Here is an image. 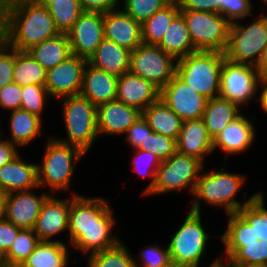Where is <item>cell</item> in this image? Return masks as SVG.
<instances>
[{"label": "cell", "mask_w": 267, "mask_h": 267, "mask_svg": "<svg viewBox=\"0 0 267 267\" xmlns=\"http://www.w3.org/2000/svg\"><path fill=\"white\" fill-rule=\"evenodd\" d=\"M8 114H4V116H9L7 119L8 125L6 126L8 128L5 127L7 131H4V138L20 148V150L21 148L24 150L26 147L30 148L32 143L36 144L34 141L39 140L38 137L41 138L44 135H51V133L43 132V130L48 129L46 127L43 128L46 122L26 110L16 109ZM6 132L9 133L8 136H6Z\"/></svg>", "instance_id": "obj_22"}, {"label": "cell", "mask_w": 267, "mask_h": 267, "mask_svg": "<svg viewBox=\"0 0 267 267\" xmlns=\"http://www.w3.org/2000/svg\"><path fill=\"white\" fill-rule=\"evenodd\" d=\"M22 153L0 168V190L5 193L28 191L39 187L37 161H31L29 157L25 159Z\"/></svg>", "instance_id": "obj_25"}, {"label": "cell", "mask_w": 267, "mask_h": 267, "mask_svg": "<svg viewBox=\"0 0 267 267\" xmlns=\"http://www.w3.org/2000/svg\"><path fill=\"white\" fill-rule=\"evenodd\" d=\"M218 164H222L218 165L220 168L218 167L217 169L216 167L212 170L210 168L208 169L207 165H205L196 182L192 194L193 198L187 209L202 213V209H204L202 207L210 206L212 209H222V214L224 215L236 213L243 206L248 205L254 196L262 189L260 188L257 189V191H253L254 193L250 196L248 193L249 190L243 189L247 185V175H243V173L238 171L237 173L235 171L233 172V170L228 171L226 162L223 163V161H219ZM241 191L242 193L244 192L242 196L240 194Z\"/></svg>", "instance_id": "obj_3"}, {"label": "cell", "mask_w": 267, "mask_h": 267, "mask_svg": "<svg viewBox=\"0 0 267 267\" xmlns=\"http://www.w3.org/2000/svg\"><path fill=\"white\" fill-rule=\"evenodd\" d=\"M180 13L179 3L169 2L141 24L142 42L158 45L173 19Z\"/></svg>", "instance_id": "obj_33"}, {"label": "cell", "mask_w": 267, "mask_h": 267, "mask_svg": "<svg viewBox=\"0 0 267 267\" xmlns=\"http://www.w3.org/2000/svg\"><path fill=\"white\" fill-rule=\"evenodd\" d=\"M48 10L60 33H67L84 12L79 0L53 1Z\"/></svg>", "instance_id": "obj_38"}, {"label": "cell", "mask_w": 267, "mask_h": 267, "mask_svg": "<svg viewBox=\"0 0 267 267\" xmlns=\"http://www.w3.org/2000/svg\"><path fill=\"white\" fill-rule=\"evenodd\" d=\"M258 2H260V3H258L259 4L258 5L259 11L267 14V0H259Z\"/></svg>", "instance_id": "obj_57"}, {"label": "cell", "mask_w": 267, "mask_h": 267, "mask_svg": "<svg viewBox=\"0 0 267 267\" xmlns=\"http://www.w3.org/2000/svg\"><path fill=\"white\" fill-rule=\"evenodd\" d=\"M84 11L106 13L120 7V0H79Z\"/></svg>", "instance_id": "obj_48"}, {"label": "cell", "mask_w": 267, "mask_h": 267, "mask_svg": "<svg viewBox=\"0 0 267 267\" xmlns=\"http://www.w3.org/2000/svg\"><path fill=\"white\" fill-rule=\"evenodd\" d=\"M62 113V123L66 136L57 140L78 147L88 154L97 144L99 133L97 130V107L81 94L58 99Z\"/></svg>", "instance_id": "obj_7"}, {"label": "cell", "mask_w": 267, "mask_h": 267, "mask_svg": "<svg viewBox=\"0 0 267 267\" xmlns=\"http://www.w3.org/2000/svg\"><path fill=\"white\" fill-rule=\"evenodd\" d=\"M131 51L104 38L88 63L114 76L120 77L130 70Z\"/></svg>", "instance_id": "obj_27"}, {"label": "cell", "mask_w": 267, "mask_h": 267, "mask_svg": "<svg viewBox=\"0 0 267 267\" xmlns=\"http://www.w3.org/2000/svg\"><path fill=\"white\" fill-rule=\"evenodd\" d=\"M177 60L157 45L140 44L131 51L130 72L160 90L176 75Z\"/></svg>", "instance_id": "obj_13"}, {"label": "cell", "mask_w": 267, "mask_h": 267, "mask_svg": "<svg viewBox=\"0 0 267 267\" xmlns=\"http://www.w3.org/2000/svg\"><path fill=\"white\" fill-rule=\"evenodd\" d=\"M157 46L176 60L198 51L191 41L189 30L181 13L173 19Z\"/></svg>", "instance_id": "obj_30"}, {"label": "cell", "mask_w": 267, "mask_h": 267, "mask_svg": "<svg viewBox=\"0 0 267 267\" xmlns=\"http://www.w3.org/2000/svg\"><path fill=\"white\" fill-rule=\"evenodd\" d=\"M15 49L0 39V89L13 81Z\"/></svg>", "instance_id": "obj_45"}, {"label": "cell", "mask_w": 267, "mask_h": 267, "mask_svg": "<svg viewBox=\"0 0 267 267\" xmlns=\"http://www.w3.org/2000/svg\"><path fill=\"white\" fill-rule=\"evenodd\" d=\"M204 167L205 164L201 160L177 151L161 162L157 170L155 186L145 197L160 195L165 197V194L174 195L182 191L192 197Z\"/></svg>", "instance_id": "obj_10"}, {"label": "cell", "mask_w": 267, "mask_h": 267, "mask_svg": "<svg viewBox=\"0 0 267 267\" xmlns=\"http://www.w3.org/2000/svg\"><path fill=\"white\" fill-rule=\"evenodd\" d=\"M160 99L183 122L202 118L208 101V98L187 85L177 75L160 90Z\"/></svg>", "instance_id": "obj_16"}, {"label": "cell", "mask_w": 267, "mask_h": 267, "mask_svg": "<svg viewBox=\"0 0 267 267\" xmlns=\"http://www.w3.org/2000/svg\"><path fill=\"white\" fill-rule=\"evenodd\" d=\"M116 99L143 112L160 99V89L129 71L118 77Z\"/></svg>", "instance_id": "obj_23"}, {"label": "cell", "mask_w": 267, "mask_h": 267, "mask_svg": "<svg viewBox=\"0 0 267 267\" xmlns=\"http://www.w3.org/2000/svg\"><path fill=\"white\" fill-rule=\"evenodd\" d=\"M142 116V111L115 99L97 107V130L100 137L122 138L127 129Z\"/></svg>", "instance_id": "obj_20"}, {"label": "cell", "mask_w": 267, "mask_h": 267, "mask_svg": "<svg viewBox=\"0 0 267 267\" xmlns=\"http://www.w3.org/2000/svg\"><path fill=\"white\" fill-rule=\"evenodd\" d=\"M218 13L224 16L230 23L244 20L255 15L259 5L254 0H217ZM255 3V4H254Z\"/></svg>", "instance_id": "obj_41"}, {"label": "cell", "mask_w": 267, "mask_h": 267, "mask_svg": "<svg viewBox=\"0 0 267 267\" xmlns=\"http://www.w3.org/2000/svg\"><path fill=\"white\" fill-rule=\"evenodd\" d=\"M131 158V169L136 176L147 178L148 185L142 189V196L145 197L155 186L156 174L161 161L151 151H143L141 149H133Z\"/></svg>", "instance_id": "obj_36"}, {"label": "cell", "mask_w": 267, "mask_h": 267, "mask_svg": "<svg viewBox=\"0 0 267 267\" xmlns=\"http://www.w3.org/2000/svg\"><path fill=\"white\" fill-rule=\"evenodd\" d=\"M225 54L198 50L177 60L176 75L208 99L220 94V72Z\"/></svg>", "instance_id": "obj_9"}, {"label": "cell", "mask_w": 267, "mask_h": 267, "mask_svg": "<svg viewBox=\"0 0 267 267\" xmlns=\"http://www.w3.org/2000/svg\"><path fill=\"white\" fill-rule=\"evenodd\" d=\"M260 80L256 66L225 58L220 72L219 96L238 104L243 110H249L252 107L250 103L257 101Z\"/></svg>", "instance_id": "obj_12"}, {"label": "cell", "mask_w": 267, "mask_h": 267, "mask_svg": "<svg viewBox=\"0 0 267 267\" xmlns=\"http://www.w3.org/2000/svg\"><path fill=\"white\" fill-rule=\"evenodd\" d=\"M7 193L0 190V220L6 218Z\"/></svg>", "instance_id": "obj_53"}, {"label": "cell", "mask_w": 267, "mask_h": 267, "mask_svg": "<svg viewBox=\"0 0 267 267\" xmlns=\"http://www.w3.org/2000/svg\"><path fill=\"white\" fill-rule=\"evenodd\" d=\"M256 105L262 110V115L267 117V79H261L258 86Z\"/></svg>", "instance_id": "obj_51"}, {"label": "cell", "mask_w": 267, "mask_h": 267, "mask_svg": "<svg viewBox=\"0 0 267 267\" xmlns=\"http://www.w3.org/2000/svg\"><path fill=\"white\" fill-rule=\"evenodd\" d=\"M45 138L42 157L37 162L38 186L50 194L61 195L62 192V195L65 193L80 195L73 189V178L76 177L74 176L76 168L84 161L87 154L78 147L57 140L52 135Z\"/></svg>", "instance_id": "obj_5"}, {"label": "cell", "mask_w": 267, "mask_h": 267, "mask_svg": "<svg viewBox=\"0 0 267 267\" xmlns=\"http://www.w3.org/2000/svg\"><path fill=\"white\" fill-rule=\"evenodd\" d=\"M87 62L88 60L71 54L63 62L47 70L45 87L53 101L80 94Z\"/></svg>", "instance_id": "obj_17"}, {"label": "cell", "mask_w": 267, "mask_h": 267, "mask_svg": "<svg viewBox=\"0 0 267 267\" xmlns=\"http://www.w3.org/2000/svg\"><path fill=\"white\" fill-rule=\"evenodd\" d=\"M197 50L225 52L230 22L220 13L180 10Z\"/></svg>", "instance_id": "obj_11"}, {"label": "cell", "mask_w": 267, "mask_h": 267, "mask_svg": "<svg viewBox=\"0 0 267 267\" xmlns=\"http://www.w3.org/2000/svg\"><path fill=\"white\" fill-rule=\"evenodd\" d=\"M5 4L6 0H0V39L4 30Z\"/></svg>", "instance_id": "obj_54"}, {"label": "cell", "mask_w": 267, "mask_h": 267, "mask_svg": "<svg viewBox=\"0 0 267 267\" xmlns=\"http://www.w3.org/2000/svg\"><path fill=\"white\" fill-rule=\"evenodd\" d=\"M213 267H226V266L221 262V263H219L218 265L213 266Z\"/></svg>", "instance_id": "obj_61"}, {"label": "cell", "mask_w": 267, "mask_h": 267, "mask_svg": "<svg viewBox=\"0 0 267 267\" xmlns=\"http://www.w3.org/2000/svg\"><path fill=\"white\" fill-rule=\"evenodd\" d=\"M169 267H190V266H187V265L171 264Z\"/></svg>", "instance_id": "obj_60"}, {"label": "cell", "mask_w": 267, "mask_h": 267, "mask_svg": "<svg viewBox=\"0 0 267 267\" xmlns=\"http://www.w3.org/2000/svg\"><path fill=\"white\" fill-rule=\"evenodd\" d=\"M104 38L130 51L142 44L141 24L121 7L103 13Z\"/></svg>", "instance_id": "obj_21"}, {"label": "cell", "mask_w": 267, "mask_h": 267, "mask_svg": "<svg viewBox=\"0 0 267 267\" xmlns=\"http://www.w3.org/2000/svg\"><path fill=\"white\" fill-rule=\"evenodd\" d=\"M142 116L153 132L178 139L183 121L161 99L146 108Z\"/></svg>", "instance_id": "obj_31"}, {"label": "cell", "mask_w": 267, "mask_h": 267, "mask_svg": "<svg viewBox=\"0 0 267 267\" xmlns=\"http://www.w3.org/2000/svg\"><path fill=\"white\" fill-rule=\"evenodd\" d=\"M245 111L236 120L229 123L214 139L213 151L216 154L222 152L224 162L234 156H241L243 153L252 150L255 142L258 141V132L256 126V116L252 112ZM257 138V139H256ZM220 151V152H219Z\"/></svg>", "instance_id": "obj_14"}, {"label": "cell", "mask_w": 267, "mask_h": 267, "mask_svg": "<svg viewBox=\"0 0 267 267\" xmlns=\"http://www.w3.org/2000/svg\"><path fill=\"white\" fill-rule=\"evenodd\" d=\"M151 243V244H150ZM139 249V253H133L135 267H169L172 264L169 248L165 243L150 242ZM153 243V244H152ZM160 243V244H159ZM165 245V246H164Z\"/></svg>", "instance_id": "obj_40"}, {"label": "cell", "mask_w": 267, "mask_h": 267, "mask_svg": "<svg viewBox=\"0 0 267 267\" xmlns=\"http://www.w3.org/2000/svg\"><path fill=\"white\" fill-rule=\"evenodd\" d=\"M21 150L3 137L0 140V168L18 156Z\"/></svg>", "instance_id": "obj_50"}, {"label": "cell", "mask_w": 267, "mask_h": 267, "mask_svg": "<svg viewBox=\"0 0 267 267\" xmlns=\"http://www.w3.org/2000/svg\"><path fill=\"white\" fill-rule=\"evenodd\" d=\"M2 117L0 116V122L3 120V118L1 119ZM5 126H3L1 123H0V140L3 139L2 137H4V129H1ZM3 133V134H2Z\"/></svg>", "instance_id": "obj_58"}, {"label": "cell", "mask_w": 267, "mask_h": 267, "mask_svg": "<svg viewBox=\"0 0 267 267\" xmlns=\"http://www.w3.org/2000/svg\"><path fill=\"white\" fill-rule=\"evenodd\" d=\"M264 189L248 205L226 215V226L219 234L223 264L267 266V206Z\"/></svg>", "instance_id": "obj_1"}, {"label": "cell", "mask_w": 267, "mask_h": 267, "mask_svg": "<svg viewBox=\"0 0 267 267\" xmlns=\"http://www.w3.org/2000/svg\"><path fill=\"white\" fill-rule=\"evenodd\" d=\"M22 100V86L15 82L5 85L0 89V111L7 113L20 109Z\"/></svg>", "instance_id": "obj_46"}, {"label": "cell", "mask_w": 267, "mask_h": 267, "mask_svg": "<svg viewBox=\"0 0 267 267\" xmlns=\"http://www.w3.org/2000/svg\"><path fill=\"white\" fill-rule=\"evenodd\" d=\"M28 52L46 70L51 69L71 55L67 33H59L33 46Z\"/></svg>", "instance_id": "obj_32"}, {"label": "cell", "mask_w": 267, "mask_h": 267, "mask_svg": "<svg viewBox=\"0 0 267 267\" xmlns=\"http://www.w3.org/2000/svg\"><path fill=\"white\" fill-rule=\"evenodd\" d=\"M0 267H6L4 263L3 255L0 253Z\"/></svg>", "instance_id": "obj_59"}, {"label": "cell", "mask_w": 267, "mask_h": 267, "mask_svg": "<svg viewBox=\"0 0 267 267\" xmlns=\"http://www.w3.org/2000/svg\"><path fill=\"white\" fill-rule=\"evenodd\" d=\"M32 229H21L9 251L3 256L6 267H20L39 243Z\"/></svg>", "instance_id": "obj_37"}, {"label": "cell", "mask_w": 267, "mask_h": 267, "mask_svg": "<svg viewBox=\"0 0 267 267\" xmlns=\"http://www.w3.org/2000/svg\"><path fill=\"white\" fill-rule=\"evenodd\" d=\"M168 3V0H120V7L136 22L142 24Z\"/></svg>", "instance_id": "obj_42"}, {"label": "cell", "mask_w": 267, "mask_h": 267, "mask_svg": "<svg viewBox=\"0 0 267 267\" xmlns=\"http://www.w3.org/2000/svg\"><path fill=\"white\" fill-rule=\"evenodd\" d=\"M177 151L195 157L207 165V158L214 155L213 139L208 134L203 118L182 123Z\"/></svg>", "instance_id": "obj_24"}, {"label": "cell", "mask_w": 267, "mask_h": 267, "mask_svg": "<svg viewBox=\"0 0 267 267\" xmlns=\"http://www.w3.org/2000/svg\"><path fill=\"white\" fill-rule=\"evenodd\" d=\"M244 112L245 110L238 104L220 96L208 99L202 118L209 136L214 139L229 123Z\"/></svg>", "instance_id": "obj_28"}, {"label": "cell", "mask_w": 267, "mask_h": 267, "mask_svg": "<svg viewBox=\"0 0 267 267\" xmlns=\"http://www.w3.org/2000/svg\"><path fill=\"white\" fill-rule=\"evenodd\" d=\"M266 45L267 14L258 10L251 19L247 17L230 23L225 58L235 63L257 66Z\"/></svg>", "instance_id": "obj_8"}, {"label": "cell", "mask_w": 267, "mask_h": 267, "mask_svg": "<svg viewBox=\"0 0 267 267\" xmlns=\"http://www.w3.org/2000/svg\"><path fill=\"white\" fill-rule=\"evenodd\" d=\"M59 33L47 7L33 0H6L1 39L9 47L28 51Z\"/></svg>", "instance_id": "obj_4"}, {"label": "cell", "mask_w": 267, "mask_h": 267, "mask_svg": "<svg viewBox=\"0 0 267 267\" xmlns=\"http://www.w3.org/2000/svg\"><path fill=\"white\" fill-rule=\"evenodd\" d=\"M67 36L71 54L89 60L104 39L103 13L84 11Z\"/></svg>", "instance_id": "obj_18"}, {"label": "cell", "mask_w": 267, "mask_h": 267, "mask_svg": "<svg viewBox=\"0 0 267 267\" xmlns=\"http://www.w3.org/2000/svg\"><path fill=\"white\" fill-rule=\"evenodd\" d=\"M180 10H195L218 13L217 0H181Z\"/></svg>", "instance_id": "obj_49"}, {"label": "cell", "mask_w": 267, "mask_h": 267, "mask_svg": "<svg viewBox=\"0 0 267 267\" xmlns=\"http://www.w3.org/2000/svg\"><path fill=\"white\" fill-rule=\"evenodd\" d=\"M47 70L28 51L15 49L13 81L19 86L45 85Z\"/></svg>", "instance_id": "obj_34"}, {"label": "cell", "mask_w": 267, "mask_h": 267, "mask_svg": "<svg viewBox=\"0 0 267 267\" xmlns=\"http://www.w3.org/2000/svg\"><path fill=\"white\" fill-rule=\"evenodd\" d=\"M49 195L40 187L7 193L6 219L16 227L33 230L42 204Z\"/></svg>", "instance_id": "obj_19"}, {"label": "cell", "mask_w": 267, "mask_h": 267, "mask_svg": "<svg viewBox=\"0 0 267 267\" xmlns=\"http://www.w3.org/2000/svg\"><path fill=\"white\" fill-rule=\"evenodd\" d=\"M226 267H267L263 265H257V264H224Z\"/></svg>", "instance_id": "obj_55"}, {"label": "cell", "mask_w": 267, "mask_h": 267, "mask_svg": "<svg viewBox=\"0 0 267 267\" xmlns=\"http://www.w3.org/2000/svg\"><path fill=\"white\" fill-rule=\"evenodd\" d=\"M54 102L45 85L32 84L22 87L20 109L40 117L43 121L45 120L43 117L45 116L44 112L49 109L48 106H51L49 104Z\"/></svg>", "instance_id": "obj_39"}, {"label": "cell", "mask_w": 267, "mask_h": 267, "mask_svg": "<svg viewBox=\"0 0 267 267\" xmlns=\"http://www.w3.org/2000/svg\"><path fill=\"white\" fill-rule=\"evenodd\" d=\"M21 228L16 227L6 218L0 220V253L4 256L10 249Z\"/></svg>", "instance_id": "obj_47"}, {"label": "cell", "mask_w": 267, "mask_h": 267, "mask_svg": "<svg viewBox=\"0 0 267 267\" xmlns=\"http://www.w3.org/2000/svg\"><path fill=\"white\" fill-rule=\"evenodd\" d=\"M256 69L260 75L261 79H267V45L265 46L259 63Z\"/></svg>", "instance_id": "obj_52"}, {"label": "cell", "mask_w": 267, "mask_h": 267, "mask_svg": "<svg viewBox=\"0 0 267 267\" xmlns=\"http://www.w3.org/2000/svg\"><path fill=\"white\" fill-rule=\"evenodd\" d=\"M71 247L57 241H39L20 267H72Z\"/></svg>", "instance_id": "obj_29"}, {"label": "cell", "mask_w": 267, "mask_h": 267, "mask_svg": "<svg viewBox=\"0 0 267 267\" xmlns=\"http://www.w3.org/2000/svg\"><path fill=\"white\" fill-rule=\"evenodd\" d=\"M70 204L71 195L50 194L46 198L33 229L40 241H57L68 244ZM63 234L67 240L63 239Z\"/></svg>", "instance_id": "obj_15"}, {"label": "cell", "mask_w": 267, "mask_h": 267, "mask_svg": "<svg viewBox=\"0 0 267 267\" xmlns=\"http://www.w3.org/2000/svg\"><path fill=\"white\" fill-rule=\"evenodd\" d=\"M147 151H151L161 162L165 161L177 152V140L152 132L147 140Z\"/></svg>", "instance_id": "obj_44"}, {"label": "cell", "mask_w": 267, "mask_h": 267, "mask_svg": "<svg viewBox=\"0 0 267 267\" xmlns=\"http://www.w3.org/2000/svg\"><path fill=\"white\" fill-rule=\"evenodd\" d=\"M169 2L179 3L181 0H168Z\"/></svg>", "instance_id": "obj_62"}, {"label": "cell", "mask_w": 267, "mask_h": 267, "mask_svg": "<svg viewBox=\"0 0 267 267\" xmlns=\"http://www.w3.org/2000/svg\"><path fill=\"white\" fill-rule=\"evenodd\" d=\"M117 84V76L98 69L87 62L80 94L98 107L116 99Z\"/></svg>", "instance_id": "obj_26"}, {"label": "cell", "mask_w": 267, "mask_h": 267, "mask_svg": "<svg viewBox=\"0 0 267 267\" xmlns=\"http://www.w3.org/2000/svg\"><path fill=\"white\" fill-rule=\"evenodd\" d=\"M114 211L106 197L82 193L71 195L68 218V245L71 250L87 257L116 246L122 238L118 230H114L119 219Z\"/></svg>", "instance_id": "obj_2"}, {"label": "cell", "mask_w": 267, "mask_h": 267, "mask_svg": "<svg viewBox=\"0 0 267 267\" xmlns=\"http://www.w3.org/2000/svg\"><path fill=\"white\" fill-rule=\"evenodd\" d=\"M153 132L148 122L141 116L135 123H133L127 131L122 135L128 147L131 149H141L147 151V140L149 135Z\"/></svg>", "instance_id": "obj_43"}, {"label": "cell", "mask_w": 267, "mask_h": 267, "mask_svg": "<svg viewBox=\"0 0 267 267\" xmlns=\"http://www.w3.org/2000/svg\"><path fill=\"white\" fill-rule=\"evenodd\" d=\"M202 213H197L187 210L186 215L183 216V221L173 229L170 234L171 238L167 242L172 264L187 265L190 267H213L221 263L220 256L216 255L213 260L209 261L208 266L205 262V257L208 254V249L212 243L210 239L219 240L218 234H211L204 224ZM185 217V218H184ZM209 231V232H208ZM218 237V238H217ZM211 242V243H210ZM211 244V245H210ZM204 259V260H203ZM203 262L204 265L203 266ZM202 263V264H201Z\"/></svg>", "instance_id": "obj_6"}, {"label": "cell", "mask_w": 267, "mask_h": 267, "mask_svg": "<svg viewBox=\"0 0 267 267\" xmlns=\"http://www.w3.org/2000/svg\"><path fill=\"white\" fill-rule=\"evenodd\" d=\"M35 3L45 6V7H49L53 1H61V0H33Z\"/></svg>", "instance_id": "obj_56"}, {"label": "cell", "mask_w": 267, "mask_h": 267, "mask_svg": "<svg viewBox=\"0 0 267 267\" xmlns=\"http://www.w3.org/2000/svg\"><path fill=\"white\" fill-rule=\"evenodd\" d=\"M133 253L121 240L116 246L92 253L86 257L85 267H135Z\"/></svg>", "instance_id": "obj_35"}]
</instances>
